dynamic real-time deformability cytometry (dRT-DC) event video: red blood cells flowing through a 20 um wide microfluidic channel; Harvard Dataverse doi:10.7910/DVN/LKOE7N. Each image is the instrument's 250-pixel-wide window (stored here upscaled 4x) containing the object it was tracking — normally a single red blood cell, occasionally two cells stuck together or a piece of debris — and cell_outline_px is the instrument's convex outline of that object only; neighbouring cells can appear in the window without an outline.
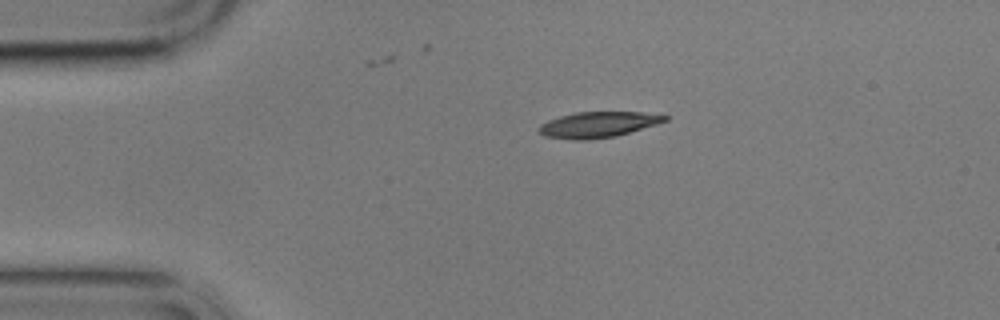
{"species": "common noctule bat (a hibernating species)", "species_latin": "Nyctalus noctula", "temperature_condition": "cold", "stored_images_in_passage": 9, "camera_frame_rate_fps": 3000, "um_per_image_px": 0.085, "animal": {"sex": "male", "body_mass_g": 17.9}, "frame": {"image": 1, "passage_image": 1, "time_ms": 0.0, "image_size_px": [1000, 320], "cell_outline_px": [[668, 120], [656, 124], [616, 136], [588, 140], [572, 140], [544, 136], [540, 132], [540, 124], [548, 120], [560, 116], [576, 112], [640, 112], [668, 116]], "centroid_in_image_um": [50.81, 10.6], "position_along_channel_um": 34.2, "area_um2": 18.73}}
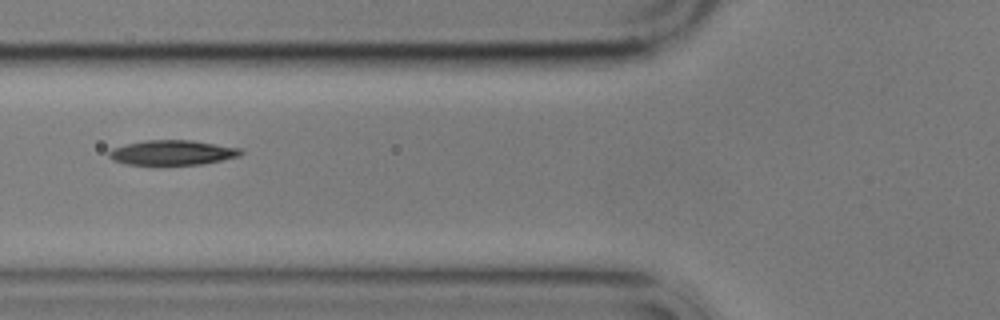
{"frame": {"image": 2, "passage_image": 4, "time_ms": 3.333, "image_size_px": [1000, 320], "cell_outline_px": [[244, 152], [240, 156], [204, 164], [124, 164], [112, 160], [108, 156], [108, 152], [112, 148], [144, 140], [192, 140], [240, 148]], "centroid_in_image_um": [14.65, 12.97], "position_along_channel_um": 111.1, "area_um2": 19.02}}
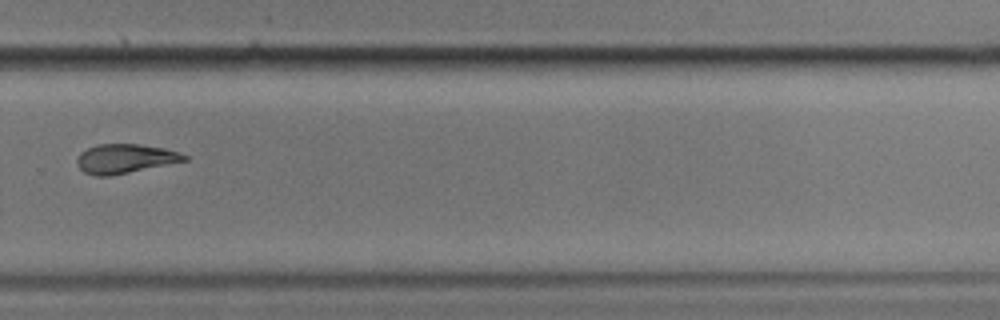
{"frame": {"image": 3, "passage_image": 9, "time_ms": 9.333, "image_size_px": [1000, 320], "cell_outline_px": [[188, 160], [108, 176], [96, 176], [84, 172], [76, 164], [76, 160], [80, 152], [96, 144], [140, 144], [164, 148], [180, 152], [188, 156]], "centroid_in_image_um": [10.61, 13.47], "position_along_channel_um": 319.2, "area_um2": 18.21}}